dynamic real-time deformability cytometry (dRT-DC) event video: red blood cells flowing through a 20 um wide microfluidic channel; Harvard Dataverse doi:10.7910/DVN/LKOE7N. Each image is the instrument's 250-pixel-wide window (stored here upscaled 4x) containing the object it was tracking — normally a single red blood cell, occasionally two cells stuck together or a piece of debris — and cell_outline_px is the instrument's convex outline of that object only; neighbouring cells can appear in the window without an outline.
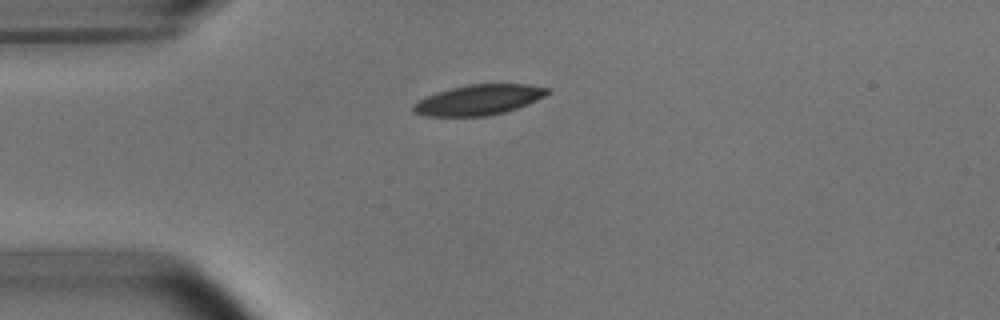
{"species": "common noctule bat (a hibernating species)", "species_latin": "Nyctalus noctula", "temperature_condition": "room temperature", "stored_images_in_passage": 40, "camera_frame_rate_fps": 3000, "um_per_image_px": 0.085, "animal": {"sex": "male", "body_mass_g": 15.6}, "frame": {"image": 1, "passage_image": 1, "time_ms": 0.0, "image_size_px": [1000, 320], "cell_outline_px": [[552, 92], [528, 104], [504, 112], [488, 116], [424, 116], [412, 112], [412, 104], [416, 100], [424, 96], [436, 92], [468, 84], [528, 84], [548, 88]], "centroid_in_image_um": [40.64, 8.49], "position_along_channel_um": 44.4, "area_um2": 23.87}}
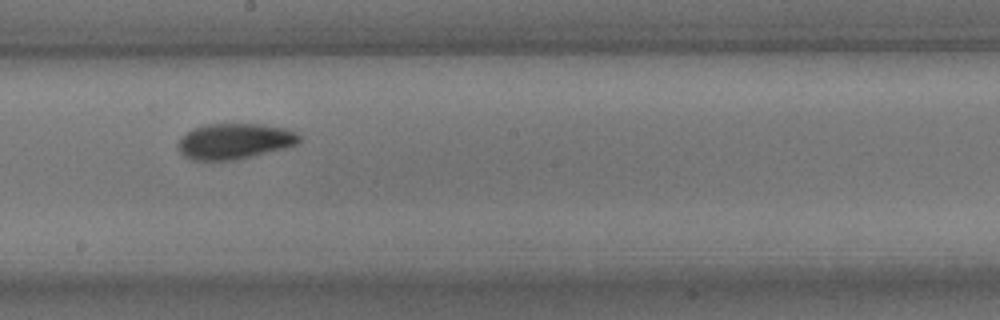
{"frame": {"image": 2, "passage_image": 17, "time_ms": 5.333, "image_size_px": [1000, 320], "cell_outline_px": [[300, 140], [296, 144], [284, 148], [236, 160], [192, 160], [184, 156], [176, 148], [176, 144], [180, 136], [192, 128], [204, 124], [260, 124], [288, 128], [296, 132], [300, 136]], "centroid_in_image_um": [19.88, 11.99], "position_along_channel_um": 228.3, "area_um2": 25.49}}
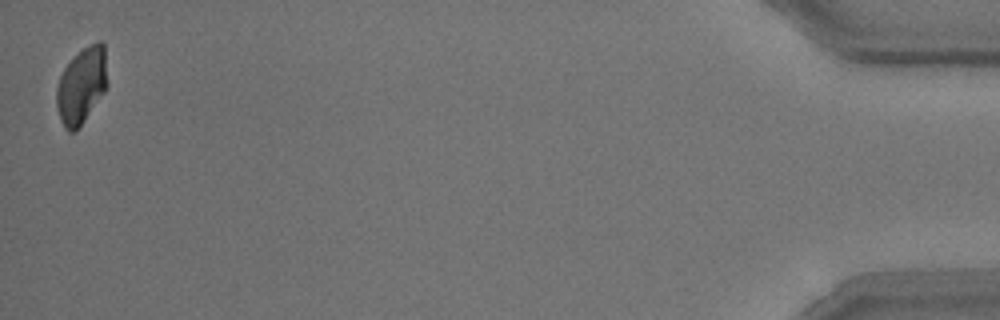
{"frame": {"image": 3, "passage_image": 40, "time_ms": 13.0, "image_size_px": [1000, 320], "cell_outline_px": [[108, 84], [104, 92], [76, 132], [68, 132], [64, 128], [60, 120], [56, 104], [56, 88], [60, 76], [64, 68], [88, 44], [100, 40], [104, 44]], "centroid_in_image_um": [6.93, 7.29], "position_along_channel_um": 428.3, "area_um2": 22.54}, "authors_computed_cell_mechanics": {"area_um2": 24.4205, "velocity_mm_per_s": 3.774, "shape_relaxation_time_tau1_ms": 2.9831, "shape_relaxation_time_tau2_ms": 2.0959, "deformation_change_tau1": 0.1326, "deformation_change_tau2": 0.0696}}